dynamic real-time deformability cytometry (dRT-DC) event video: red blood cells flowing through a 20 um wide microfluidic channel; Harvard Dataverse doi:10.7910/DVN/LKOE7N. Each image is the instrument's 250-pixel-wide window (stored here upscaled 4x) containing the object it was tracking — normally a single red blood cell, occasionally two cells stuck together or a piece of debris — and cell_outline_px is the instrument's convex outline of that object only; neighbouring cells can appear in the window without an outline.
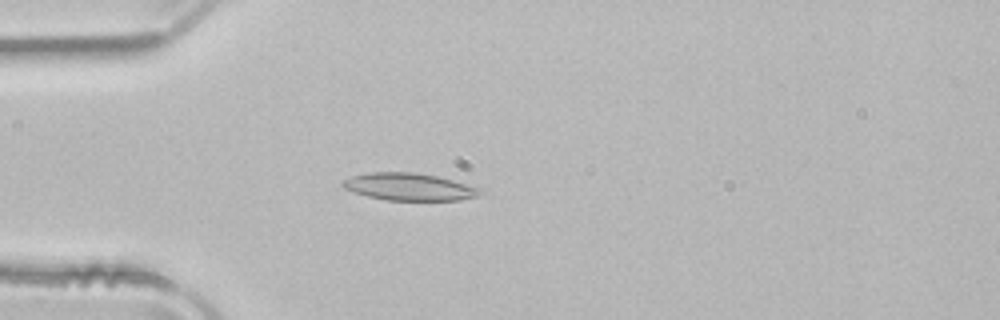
{"species": "common noctule bat (a hibernating species)", "species_latin": "Nyctalus noctula", "temperature_condition": "room temperature", "stored_images_in_passage": 41, "camera_frame_rate_fps": 3000, "um_per_image_px": 0.085, "animal": {"sex": "male", "body_mass_g": 21.5, "forearm_length_mm": 52.0}, "frame": {"image": 1, "passage_image": 14, "time_ms": 4.333, "image_size_px": [1000, 320], "cell_outline_px": [[484, 192], [480, 196], [460, 200], [388, 200], [368, 196], [344, 188], [340, 184], [344, 180], [352, 176], [368, 172], [412, 172], [436, 176], [484, 188]], "centroid_in_image_um": [34.85, 15.88], "position_along_channel_um": 50.1, "area_um2": 21.91}}
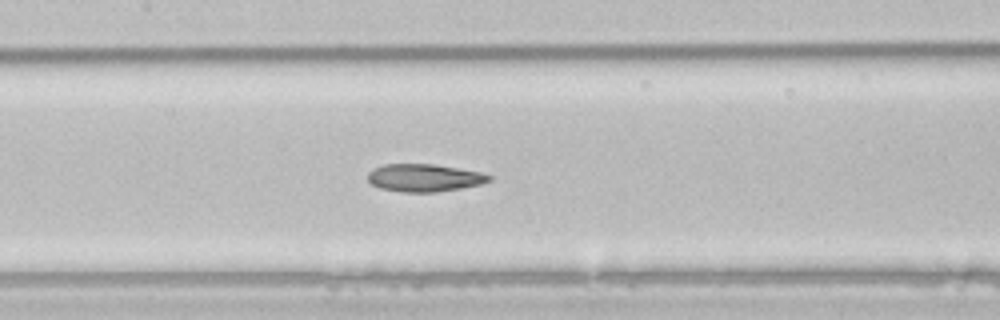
{"frame": {"image": 2, "passage_image": 24, "time_ms": 7.667, "image_size_px": [1000, 320], "cell_outline_px": [[492, 180], [480, 184], [460, 188], [436, 192], [400, 192], [380, 188], [372, 184], [368, 180], [368, 172], [372, 168], [384, 164], [432, 164], [480, 172], [492, 176]], "centroid_in_image_um": [36.03, 15.11], "position_along_channel_um": 171.4, "area_um2": 19.48}}
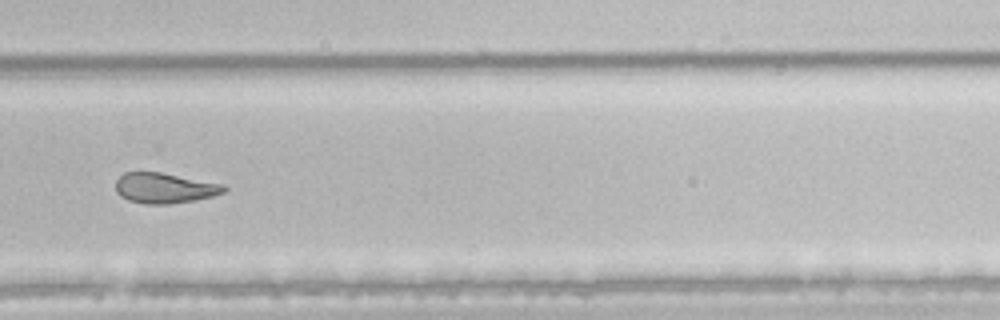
{"frame": {"image": 3, "passage_image": 35, "time_ms": 11.333, "image_size_px": [1000, 320], "cell_outline_px": [[228, 188], [224, 192], [212, 196], [192, 200], [168, 204], [144, 204], [128, 200], [120, 196], [116, 192], [116, 180], [124, 172], [160, 172], [224, 184]], "centroid_in_image_um": [13.97, 15.98], "position_along_channel_um": 315.8, "area_um2": 19.13}, "authors_computed_cell_mechanics": {"area_um2": 20.7502, "velocity_mm_per_s": 3.966, "shape_relaxation_time_tau1_ms": 8.5586, "shape_relaxation_time_tau2_ms": 4.1842, "deformation_change_tau1": 0.2157, "deformation_change_tau2": 0.1228}}